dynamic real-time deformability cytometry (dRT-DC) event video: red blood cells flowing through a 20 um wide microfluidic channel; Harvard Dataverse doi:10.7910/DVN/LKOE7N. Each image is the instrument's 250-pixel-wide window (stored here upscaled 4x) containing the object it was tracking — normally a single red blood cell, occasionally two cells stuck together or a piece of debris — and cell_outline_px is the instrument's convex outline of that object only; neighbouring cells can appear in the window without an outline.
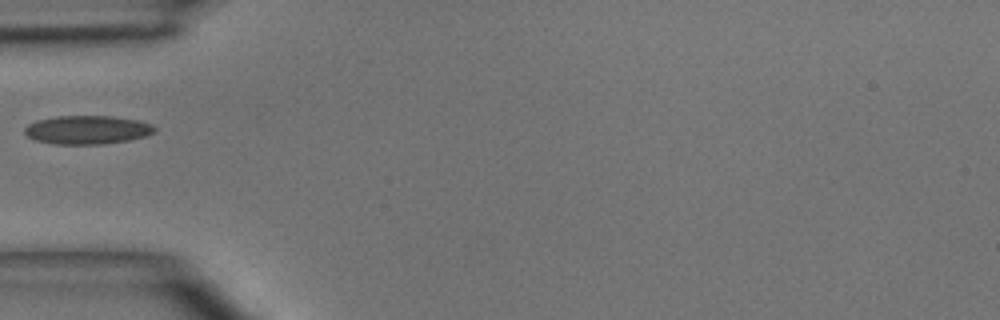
{"species": "common noctule bat (a hibernating species)", "species_latin": "Nyctalus noctula", "temperature_condition": "room temperature", "stored_images_in_passage": 5, "camera_frame_rate_fps": 3000, "um_per_image_px": 0.085, "animal": {"sex": "male", "body_mass_g": 15.6}, "frame": {"image": 1, "passage_image": 4, "time_ms": 3.333, "image_size_px": [1000, 320], "cell_outline_px": [[156, 132], [144, 136], [128, 140], [104, 144], [56, 144], [36, 140], [28, 136], [24, 132], [24, 128], [28, 124], [36, 120], [56, 116], [112, 116], [136, 120], [152, 124], [156, 128]], "centroid_in_image_um": [7.41, 11.03], "position_along_channel_um": 77.6, "area_um2": 21.62}}